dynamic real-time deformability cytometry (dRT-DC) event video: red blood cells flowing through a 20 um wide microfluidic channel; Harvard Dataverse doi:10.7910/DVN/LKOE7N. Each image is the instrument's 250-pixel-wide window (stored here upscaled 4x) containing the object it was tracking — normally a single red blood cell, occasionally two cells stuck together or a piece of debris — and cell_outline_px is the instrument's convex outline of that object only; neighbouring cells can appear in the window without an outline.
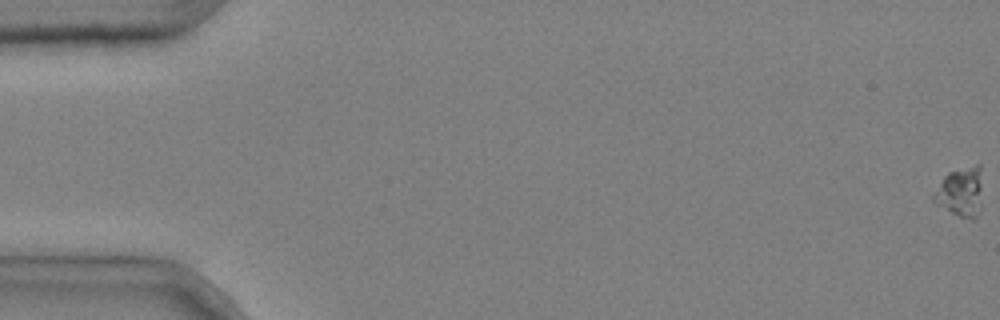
{"species": "common noctule bat (a hibernating species)", "species_latin": "Nyctalus noctula", "temperature_condition": "cold", "stored_images_in_passage": 5, "camera_frame_rate_fps": 3000, "um_per_image_px": 0.085, "animal": {"sex": "male", "body_mass_g": 20.4}, "frame": {"image": 1, "passage_image": 1, "time_ms": 0.0, "image_size_px": [1000, 320], "cell_outline_px": [[980, 188], [976, 220], [972, 220], [960, 216], [936, 204], [932, 200], [932, 196], [944, 176], [948, 172], [976, 164], [980, 164]], "centroid_in_image_um": [81.61, 16.3], "position_along_channel_um": 3.4, "area_um2": 13.53}}
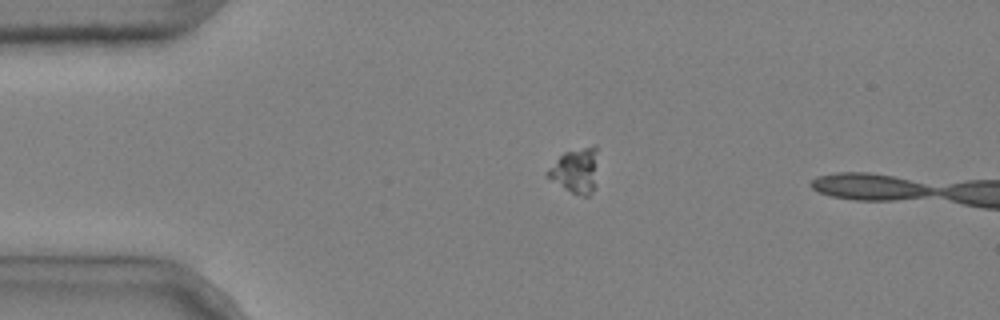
{"frame": {"image": 2, "passage_image": 4, "time_ms": 1.0, "image_size_px": [1000, 320], "cell_outline_px": [[596, 152], [592, 192], [588, 196], [584, 196], [572, 192], [564, 188], [548, 176], [548, 168], [564, 152], [596, 144]], "centroid_in_image_um": [48.9, 14.46], "position_along_channel_um": 36.1, "area_um2": 12.37}}